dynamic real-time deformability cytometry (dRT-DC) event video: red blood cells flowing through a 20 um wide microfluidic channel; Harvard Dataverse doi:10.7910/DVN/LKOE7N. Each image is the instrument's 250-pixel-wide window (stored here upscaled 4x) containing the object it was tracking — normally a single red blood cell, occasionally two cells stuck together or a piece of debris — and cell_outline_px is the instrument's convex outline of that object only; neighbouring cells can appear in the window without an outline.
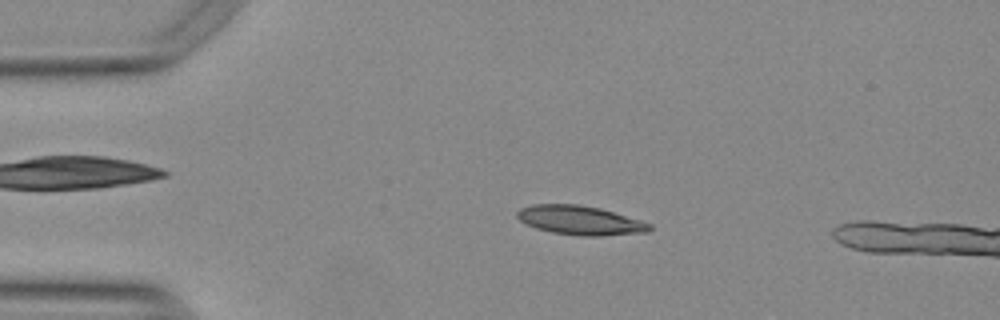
{"species": "Egyptian fruit bat (a non-hibernating species)", "species_latin": "Rousettus aegyptiacus", "temperature_condition": "warm", "stored_images_in_passage": 35, "camera_frame_rate_fps": 3000, "um_per_image_px": 0.085, "animal": {"sex": "female"}, "frame": {"image": 1, "passage_image": 11, "time_ms": 3.333, "image_size_px": [1000, 320], "cell_outline_px": [[652, 228], [648, 232], [600, 236], [580, 236], [552, 232], [536, 228], [520, 220], [516, 216], [516, 212], [520, 208], [532, 204], [576, 204], [600, 208], [640, 220], [652, 224]], "centroid_in_image_um": [49.31, 18.72], "position_along_channel_um": 35.7, "area_um2": 22.43}}
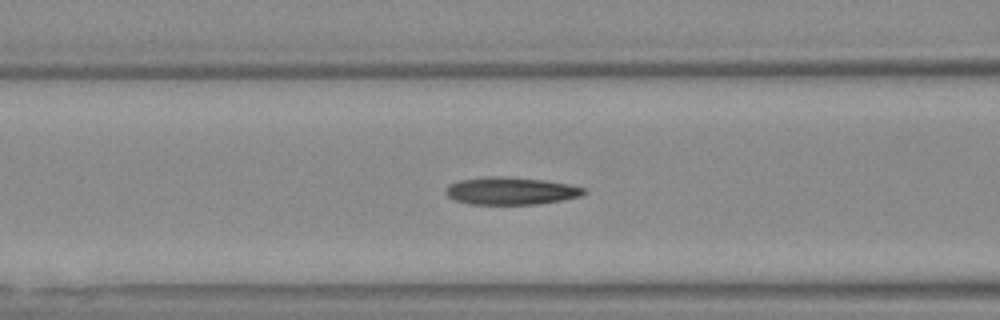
{"frame": {"image": 2, "passage_image": 21, "time_ms": 6.667, "image_size_px": [1000, 320], "cell_outline_px": [[588, 192], [580, 196], [560, 200], [536, 204], [468, 204], [456, 200], [448, 196], [444, 192], [452, 184], [460, 180], [492, 176], [504, 176], [544, 180], [568, 184], [584, 188]], "centroid_in_image_um": [43.44, 16.22], "position_along_channel_um": 123.2, "area_um2": 21.85}}
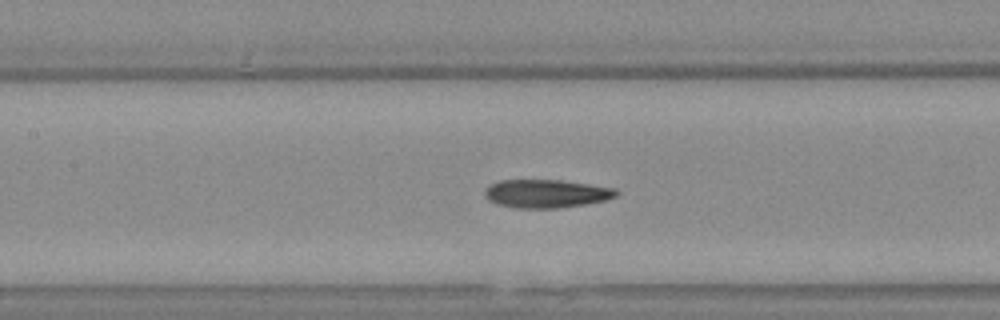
{"frame": {"image": 3, "passage_image": 24, "time_ms": 7.667, "image_size_px": [1000, 320], "cell_outline_px": [[620, 192], [616, 196], [604, 200], [584, 204], [556, 208], [516, 208], [496, 204], [488, 200], [484, 196], [484, 192], [492, 184], [500, 180], [560, 180], [616, 188]], "centroid_in_image_um": [46.43, 16.46], "position_along_channel_um": 161.0, "area_um2": 21.56}}